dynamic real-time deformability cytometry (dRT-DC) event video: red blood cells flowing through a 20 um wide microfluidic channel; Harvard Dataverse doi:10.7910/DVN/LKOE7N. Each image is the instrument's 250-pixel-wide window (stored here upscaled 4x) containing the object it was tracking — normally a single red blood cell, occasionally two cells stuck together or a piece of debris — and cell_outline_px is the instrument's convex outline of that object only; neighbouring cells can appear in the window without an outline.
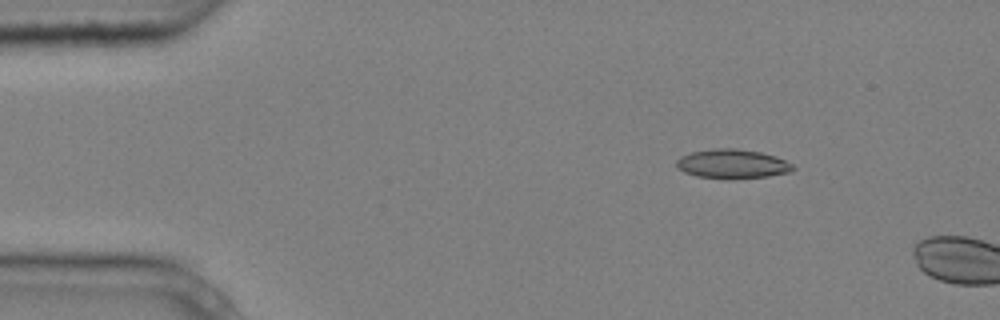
{"species": "common noctule bat (a hibernating species)", "species_latin": "Nyctalus noctula", "temperature_condition": "cold", "stored_images_in_passage": 2, "camera_frame_rate_fps": 3000, "um_per_image_px": 0.085, "animal": {"sex": "male", "body_mass_g": 20.4}, "frame": {"image": 1, "passage_image": 1, "time_ms": 0.0, "image_size_px": [1000, 320], "cell_outline_px": [[796, 168], [792, 172], [768, 176], [732, 180], [728, 180], [696, 176], [684, 172], [676, 164], [676, 160], [680, 156], [692, 152], [712, 148], [736, 148], [760, 152], [776, 156], [792, 164]], "centroid_in_image_um": [62.27, 13.94], "position_along_channel_um": 22.7, "area_um2": 20.17}}